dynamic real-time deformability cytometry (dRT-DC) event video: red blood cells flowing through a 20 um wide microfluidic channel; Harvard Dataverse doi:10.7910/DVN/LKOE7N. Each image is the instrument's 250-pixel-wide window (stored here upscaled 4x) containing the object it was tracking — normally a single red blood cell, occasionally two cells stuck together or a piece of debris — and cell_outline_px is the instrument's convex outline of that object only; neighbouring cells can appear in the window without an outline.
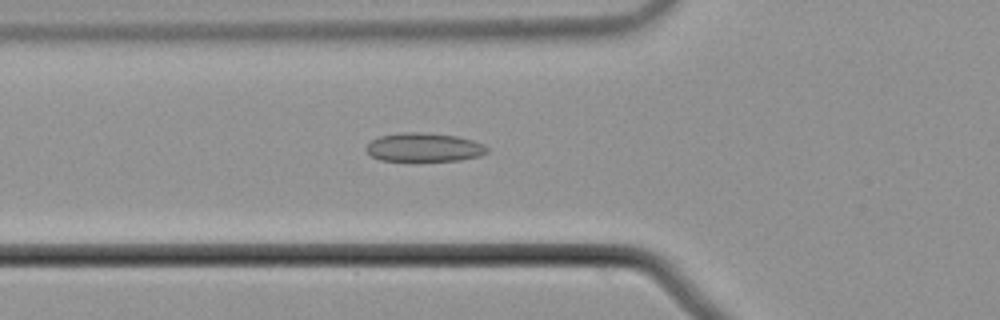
{"species": "common noctule bat (a hibernating species)", "species_latin": "Nyctalus noctula", "temperature_condition": "cold", "stored_images_in_passage": 55, "camera_frame_rate_fps": 3000, "um_per_image_px": 0.085, "animal": {"sex": "male", "body_mass_g": 21.5, "forearm_length_mm": 52.0}, "frame": {"image": 1, "passage_image": 20, "time_ms": 6.333, "image_size_px": [1000, 320], "cell_outline_px": [[488, 152], [480, 156], [460, 160], [380, 160], [372, 156], [364, 148], [372, 140], [380, 136], [404, 132], [424, 132], [456, 136], [472, 140], [484, 144], [488, 148]], "centroid_in_image_um": [36.06, 12.51], "position_along_channel_um": 89.7, "area_um2": 20.06}}
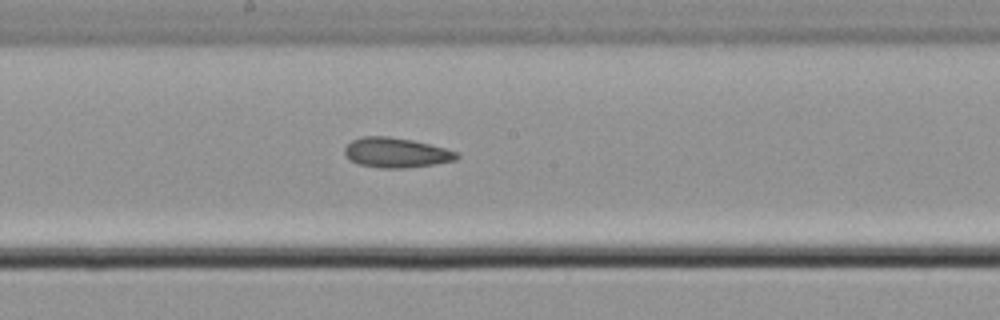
{"frame": {"image": 2, "passage_image": 30, "time_ms": 9.667, "image_size_px": [1000, 320], "cell_outline_px": [[460, 156], [456, 160], [432, 164], [404, 168], [380, 168], [356, 164], [344, 152], [344, 148], [352, 140], [364, 136], [388, 136], [412, 140], [444, 148], [456, 152]], "centroid_in_image_um": [33.65, 12.97], "position_along_channel_um": 214.6, "area_um2": 19.31}}
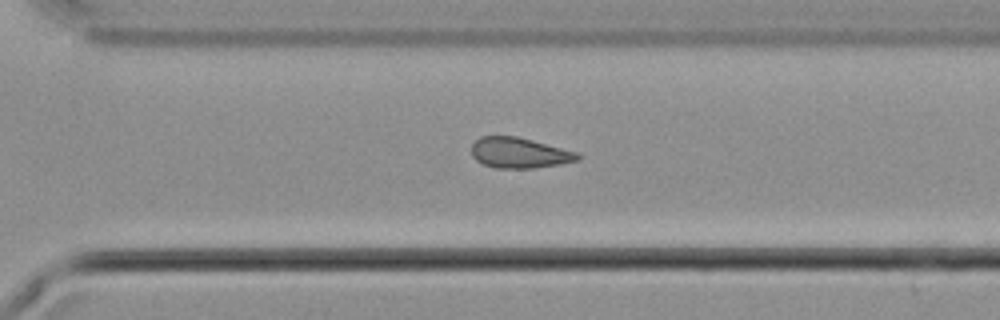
{"frame": {"image": 3, "passage_image": 39, "time_ms": 12.667, "image_size_px": [1000, 320], "cell_outline_px": [[580, 160], [560, 164], [536, 168], [496, 168], [484, 164], [476, 160], [472, 156], [472, 144], [480, 136], [516, 136], [580, 152]], "centroid_in_image_um": [44.18, 12.99], "position_along_channel_um": 326.4, "area_um2": 19.02}, "authors_computed_cell_mechanics": {"area_um2": 19.7098, "velocity_mm_per_s": 3.7361, "shape_relaxation_time_tau1_ms": null, "shape_relaxation_time_tau2_ms": 3.0873, "deformation_change_tau1": null, "deformation_change_tau2": 0.0906}}